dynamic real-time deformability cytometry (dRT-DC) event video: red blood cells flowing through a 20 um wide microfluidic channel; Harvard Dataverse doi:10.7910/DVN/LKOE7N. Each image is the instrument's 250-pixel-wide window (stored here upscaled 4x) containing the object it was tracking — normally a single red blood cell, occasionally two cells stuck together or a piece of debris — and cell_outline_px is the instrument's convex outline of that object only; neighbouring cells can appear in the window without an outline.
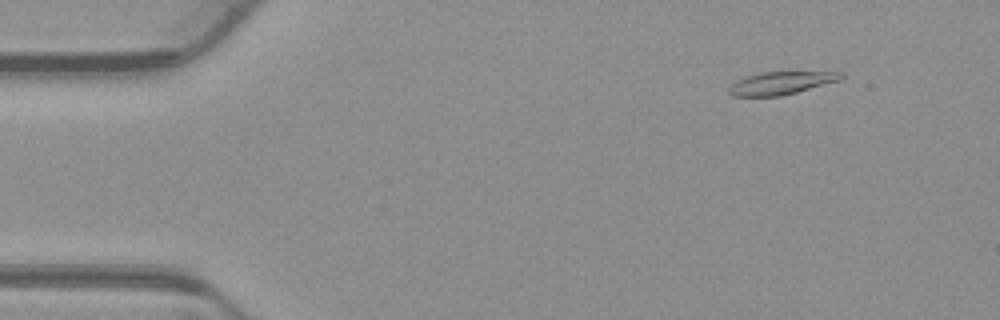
{"species": "common noctule bat (a hibernating species)", "species_latin": "Nyctalus noctula", "temperature_condition": "warm", "stored_images_in_passage": 53, "camera_frame_rate_fps": 3000, "um_per_image_px": 0.085, "animal": {"sex": "male", "body_mass_g": 23.1, "forearm_length_mm": 52.7}, "frame": {"image": 1, "passage_image": 6, "time_ms": 1.667, "image_size_px": [1000, 320], "cell_outline_px": [[844, 76], [840, 80], [796, 92], [780, 96], [732, 96], [728, 92], [728, 88], [736, 80], [744, 76], [760, 72], [844, 72]], "centroid_in_image_um": [66.35, 7.05], "position_along_channel_um": 18.6, "area_um2": 14.85}}
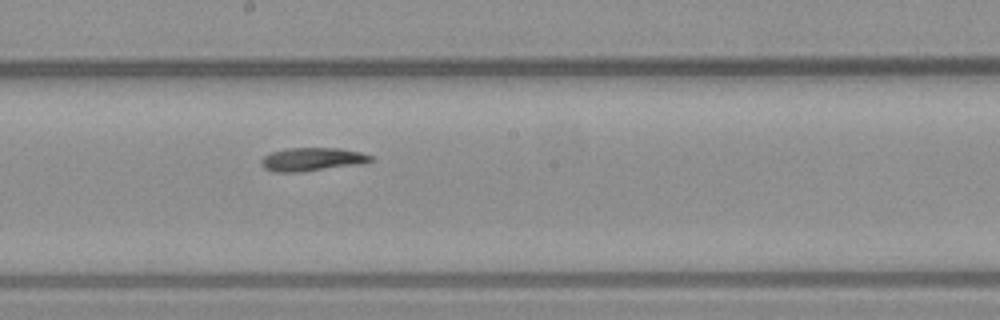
{"frame": {"image": 2, "passage_image": 29, "time_ms": 9.333, "image_size_px": [1000, 320], "cell_outline_px": [[372, 160], [356, 164], [300, 172], [276, 172], [264, 168], [260, 164], [260, 160], [264, 156], [272, 152], [284, 148], [340, 148], [360, 152], [372, 156]], "centroid_in_image_um": [26.45, 13.53], "position_along_channel_um": 221.7, "area_um2": 14.68}}
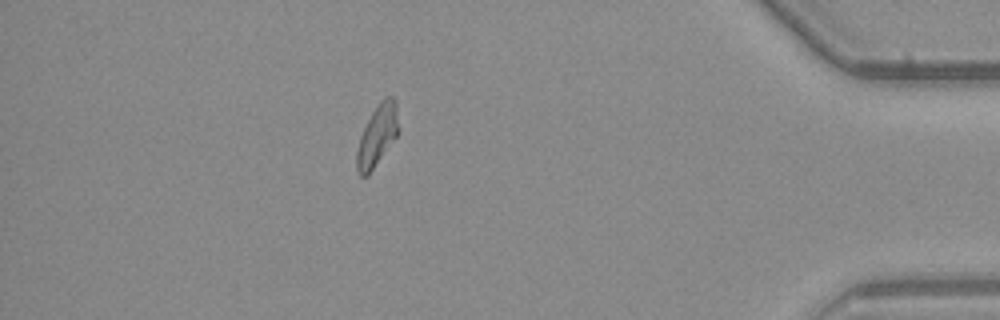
{"frame": {"image": 3, "passage_image": 47, "time_ms": 15.333, "image_size_px": [1000, 320], "cell_outline_px": [[400, 128], [396, 136], [368, 176], [360, 176], [356, 172], [356, 152], [360, 136], [372, 112], [380, 100], [384, 96], [392, 96], [396, 100]], "centroid_in_image_um": [32.07, 11.5], "position_along_channel_um": 403.1, "area_um2": 15.03}}